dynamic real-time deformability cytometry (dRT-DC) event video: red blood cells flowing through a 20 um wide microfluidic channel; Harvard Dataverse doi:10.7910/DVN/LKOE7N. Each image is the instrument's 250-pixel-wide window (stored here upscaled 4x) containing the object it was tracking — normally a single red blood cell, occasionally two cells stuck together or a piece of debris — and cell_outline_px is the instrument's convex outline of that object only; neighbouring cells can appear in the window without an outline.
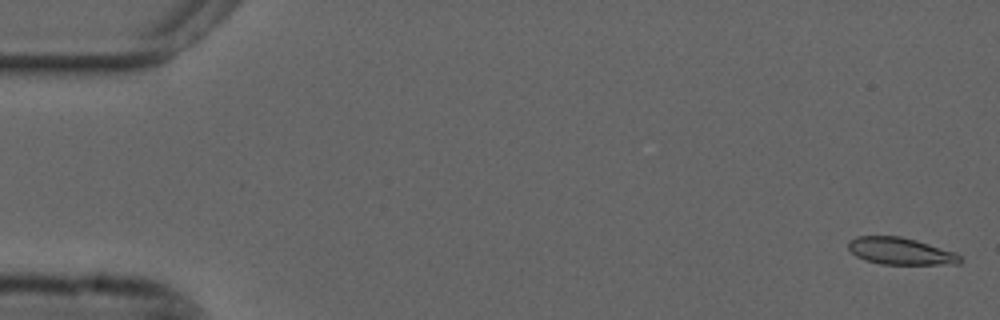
{"species": "common noctule bat (a hibernating species)", "species_latin": "Nyctalus noctula", "temperature_condition": "cold", "stored_images_in_passage": 56, "camera_frame_rate_fps": 3000, "um_per_image_px": 0.085, "animal": {"sex": "male", "forearm_length_mm": 52.5}, "frame": {"image": 1, "passage_image": 2, "time_ms": 0.333, "image_size_px": [1000, 320], "cell_outline_px": [[964, 260], [960, 264], [880, 264], [864, 260], [856, 256], [848, 248], [848, 240], [856, 236], [900, 236], [916, 240], [956, 252]], "centroid_in_image_um": [76.55, 21.35], "position_along_channel_um": 8.5, "area_um2": 17.74}}
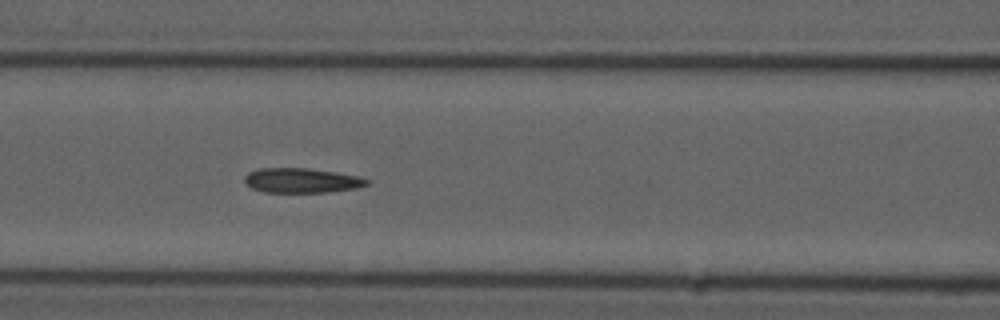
{"frame": {"image": 2, "passage_image": 24, "time_ms": 7.667, "image_size_px": [1000, 320], "cell_outline_px": [[372, 180], [368, 184], [356, 188], [328, 192], [264, 192], [252, 188], [244, 180], [244, 176], [248, 172], [256, 168], [308, 168], [336, 172], [360, 176]], "centroid_in_image_um": [25.66, 15.33], "position_along_channel_um": 140.9, "area_um2": 17.74}}
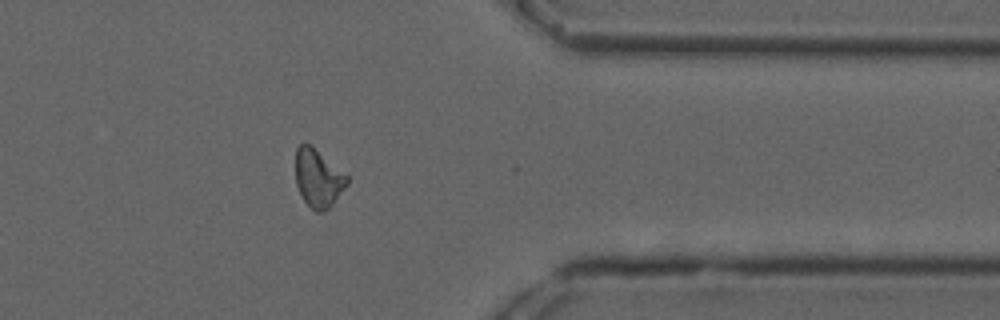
{"frame": {"image": 3, "passage_image": 45, "time_ms": 14.667, "image_size_px": [1000, 320], "cell_outline_px": [[348, 184], [332, 204], [324, 212], [316, 212], [304, 200], [296, 184], [296, 148], [304, 140], [312, 144], [348, 176]], "centroid_in_image_um": [27.04, 15.1], "position_along_channel_um": 384.4, "area_um2": 17.51}, "authors_computed_cell_mechanics": {"area_um2": 17.8313, "velocity_mm_per_s": 3.6939, "shape_relaxation_time_tau1_ms": null, "shape_relaxation_time_tau2_ms": 5.5191, "deformation_change_tau1": null, "deformation_change_tau2": 0.1154}}